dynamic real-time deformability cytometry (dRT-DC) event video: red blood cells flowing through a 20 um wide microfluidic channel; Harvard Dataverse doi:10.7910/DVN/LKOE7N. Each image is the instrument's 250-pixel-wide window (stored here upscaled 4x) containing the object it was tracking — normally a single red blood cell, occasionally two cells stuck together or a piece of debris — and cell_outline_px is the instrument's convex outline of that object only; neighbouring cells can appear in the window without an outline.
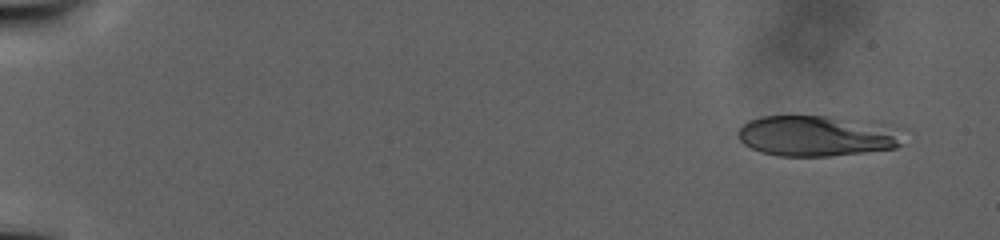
{"species": "human", "species_latin": "Homo sapiens", "temperature_condition": "warm", "stored_images_in_passage": 40, "camera_frame_rate_fps": 3000, "um_per_image_px": 0.085, "donor": {"sex": "male"}, "frame": {"image": 1, "passage_image": 1, "time_ms": 0.0, "image_size_px": [1000, 240], "cell_outline_px": [[900, 144], [896, 148], [864, 152], [828, 156], [780, 156], [760, 152], [744, 144], [740, 140], [736, 132], [748, 120], [760, 116], [828, 116], [880, 120], [884, 124]], "centroid_in_image_um": [69.32, 11.53], "position_along_channel_um": 15.7, "area_um2": 38.96}}
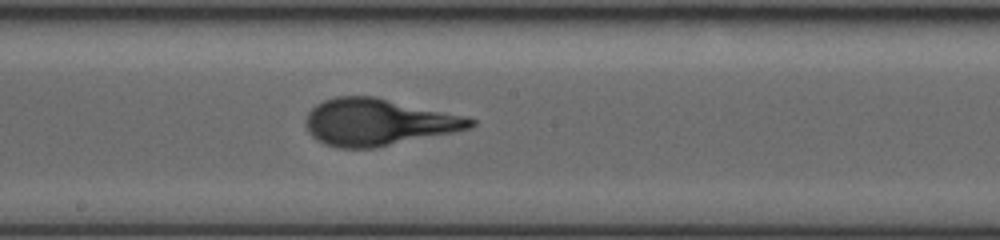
{"frame": {"image": 2, "passage_image": 23, "time_ms": 20.667, "image_size_px": [1000, 240], "cell_outline_px": [[476, 124], [472, 128], [456, 132], [376, 148], [336, 148], [324, 144], [316, 140], [308, 132], [304, 120], [308, 112], [316, 104], [324, 100], [336, 96], [376, 96], [468, 116], [476, 120]], "centroid_in_image_um": [32.17, 10.38], "position_along_channel_um": 216.0, "area_um2": 45.72}}
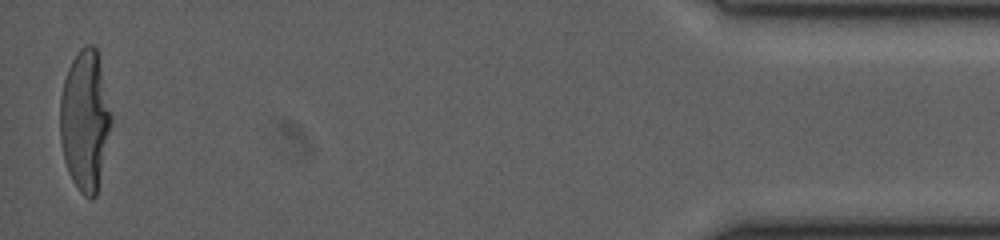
{"frame": {"image": 3, "passage_image": 40, "time_ms": 36.667, "image_size_px": [1000, 240], "cell_outline_px": [[112, 124], [96, 196], [92, 200], [88, 200], [80, 192], [72, 180], [68, 172], [64, 160], [60, 140], [60, 96], [64, 80], [68, 68], [72, 60], [80, 48], [88, 44], [92, 44], [96, 48], [112, 116]], "centroid_in_image_um": [7.22, 10.27], "position_along_channel_um": 428.0, "area_um2": 41.91}}